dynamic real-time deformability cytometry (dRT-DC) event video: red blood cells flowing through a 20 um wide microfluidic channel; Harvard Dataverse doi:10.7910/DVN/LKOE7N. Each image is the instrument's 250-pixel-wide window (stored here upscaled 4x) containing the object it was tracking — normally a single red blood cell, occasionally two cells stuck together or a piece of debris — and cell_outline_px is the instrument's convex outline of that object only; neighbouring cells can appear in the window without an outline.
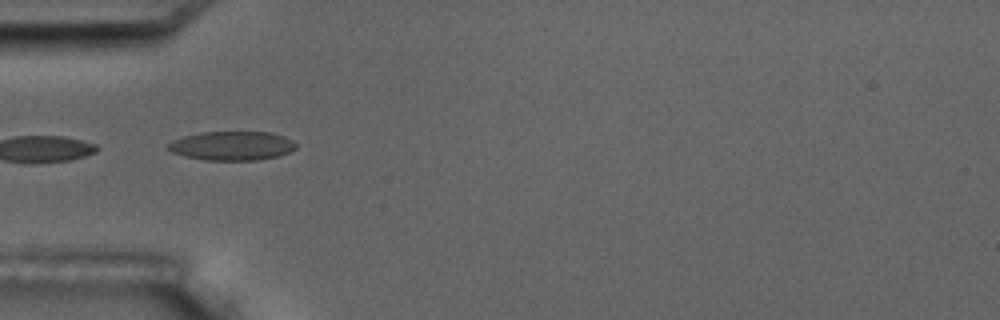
{"species": "common noctule bat (a hibernating species)", "species_latin": "Nyctalus noctula", "temperature_condition": "room temperature", "stored_images_in_passage": 6, "camera_frame_rate_fps": 3000, "um_per_image_px": 0.085, "animal": {"sex": "male", "body_mass_g": 17.5, "forearm_length_mm": 52.3}, "frame": {"image": 1, "passage_image": 5, "time_ms": 4.667, "image_size_px": [1000, 320], "cell_outline_px": [[296, 148], [280, 156], [260, 160], [204, 160], [184, 156], [172, 152], [164, 148], [164, 144], [172, 140], [184, 136], [200, 132], [272, 132], [284, 136], [292, 140], [296, 144]], "centroid_in_image_um": [19.68, 12.39], "position_along_channel_um": 65.3, "area_um2": 21.96}}